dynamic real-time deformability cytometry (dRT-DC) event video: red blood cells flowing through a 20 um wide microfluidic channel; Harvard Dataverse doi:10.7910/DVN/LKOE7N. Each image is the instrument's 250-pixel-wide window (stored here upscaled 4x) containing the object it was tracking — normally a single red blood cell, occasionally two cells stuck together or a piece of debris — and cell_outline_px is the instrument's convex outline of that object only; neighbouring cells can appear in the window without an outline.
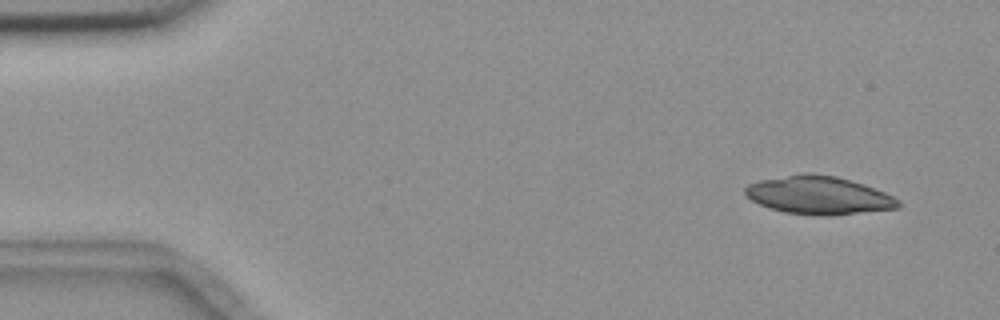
{"species": "common noctule bat (a hibernating species)", "species_latin": "Nyctalus noctula", "temperature_condition": "room temperature", "stored_images_in_passage": 3, "camera_frame_rate_fps": 3000, "um_per_image_px": 0.085, "animal": {"sex": "female", "body_mass_g": 18.4}, "frame": {"image": 1, "passage_image": 1, "time_ms": 0.0, "image_size_px": [1000, 320], "cell_outline_px": [[900, 208], [828, 216], [816, 216], [784, 212], [768, 208], [752, 200], [744, 192], [744, 188], [748, 184], [760, 180], [804, 172], [836, 176], [864, 184], [884, 192], [900, 200]], "centroid_in_image_um": [69.59, 16.6], "position_along_channel_um": 15.4, "area_um2": 34.1}}